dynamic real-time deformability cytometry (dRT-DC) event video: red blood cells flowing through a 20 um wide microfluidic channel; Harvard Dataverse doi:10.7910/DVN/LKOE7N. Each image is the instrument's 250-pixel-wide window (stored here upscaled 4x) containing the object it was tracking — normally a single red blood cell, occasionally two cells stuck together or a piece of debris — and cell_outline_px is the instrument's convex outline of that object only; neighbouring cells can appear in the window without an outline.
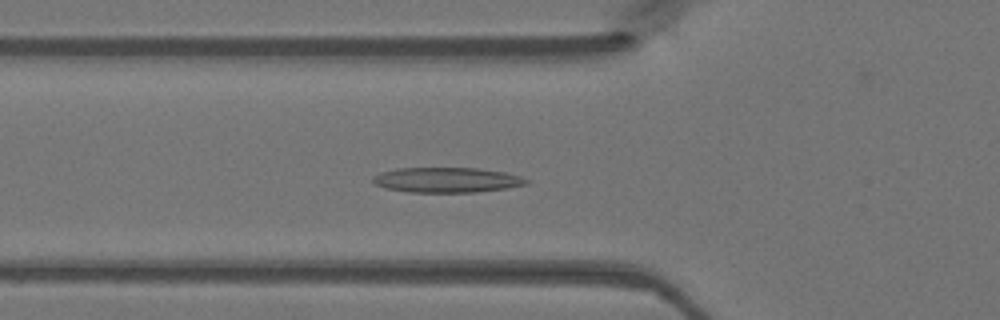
{"species": "Egyptian fruit bat (a non-hibernating species)", "species_latin": "Rousettus aegyptiacus", "temperature_condition": "warm", "stored_images_in_passage": 48, "camera_frame_rate_fps": 3000, "um_per_image_px": 0.085, "animal": {"sex": "female"}, "frame": {"image": 1, "passage_image": 17, "time_ms": 5.333, "image_size_px": [1000, 320], "cell_outline_px": [[528, 184], [508, 188], [476, 192], [408, 192], [384, 188], [376, 184], [372, 180], [372, 176], [380, 172], [400, 168], [476, 168], [504, 172], [520, 176], [528, 180]], "centroid_in_image_um": [37.96, 15.3], "position_along_channel_um": 87.8, "area_um2": 22.43}}
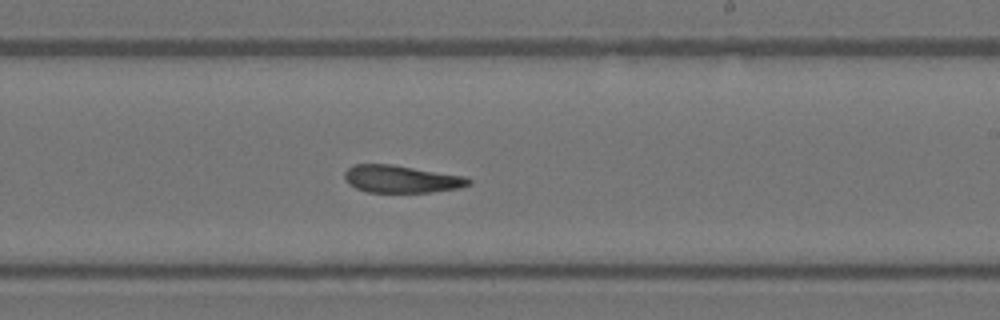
{"frame": {"image": 2, "passage_image": 29, "time_ms": 9.333, "image_size_px": [1000, 320], "cell_outline_px": [[472, 184], [460, 188], [428, 192], [368, 192], [356, 188], [348, 184], [344, 180], [344, 172], [352, 164], [392, 164], [464, 176], [472, 180]], "centroid_in_image_um": [34.09, 15.21], "position_along_channel_um": 254.9, "area_um2": 19.94}}
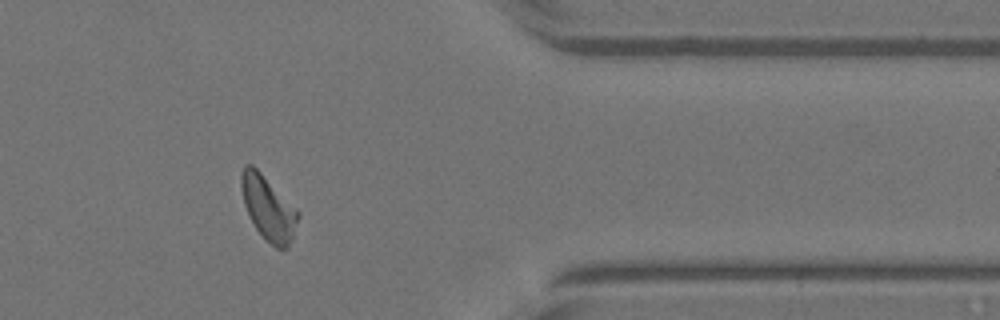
{"frame": {"image": 3, "passage_image": 40, "time_ms": 13.0, "image_size_px": [1000, 320], "cell_outline_px": [[300, 216], [288, 248], [276, 248], [256, 228], [244, 204], [240, 184], [240, 176], [244, 164], [252, 164], [300, 212]], "centroid_in_image_um": [22.8, 17.66], "position_along_channel_um": 388.6, "area_um2": 20.75}}